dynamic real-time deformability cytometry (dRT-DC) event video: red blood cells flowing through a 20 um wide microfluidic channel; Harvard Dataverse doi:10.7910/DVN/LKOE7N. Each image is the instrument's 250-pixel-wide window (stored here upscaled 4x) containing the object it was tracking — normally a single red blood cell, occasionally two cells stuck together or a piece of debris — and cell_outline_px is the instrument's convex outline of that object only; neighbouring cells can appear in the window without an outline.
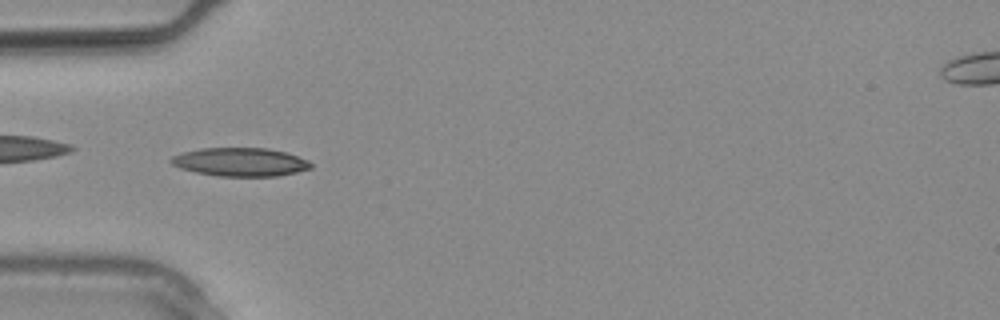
{"species": "common noctule bat (a hibernating species)", "species_latin": "Nyctalus noctula", "temperature_condition": "warm", "stored_images_in_passage": 9, "camera_frame_rate_fps": 3000, "um_per_image_px": 0.085, "animal": {"sex": "male", "body_mass_g": 20.4}, "frame": {"image": 1, "passage_image": 6, "time_ms": 1.667, "image_size_px": [1000, 320], "cell_outline_px": [[312, 168], [296, 172], [276, 176], [216, 176], [196, 172], [180, 168], [172, 164], [168, 160], [172, 156], [184, 152], [200, 148], [268, 148], [284, 152], [308, 160], [312, 164]], "centroid_in_image_um": [20.4, 13.77], "position_along_channel_um": 64.6, "area_um2": 23.12}}